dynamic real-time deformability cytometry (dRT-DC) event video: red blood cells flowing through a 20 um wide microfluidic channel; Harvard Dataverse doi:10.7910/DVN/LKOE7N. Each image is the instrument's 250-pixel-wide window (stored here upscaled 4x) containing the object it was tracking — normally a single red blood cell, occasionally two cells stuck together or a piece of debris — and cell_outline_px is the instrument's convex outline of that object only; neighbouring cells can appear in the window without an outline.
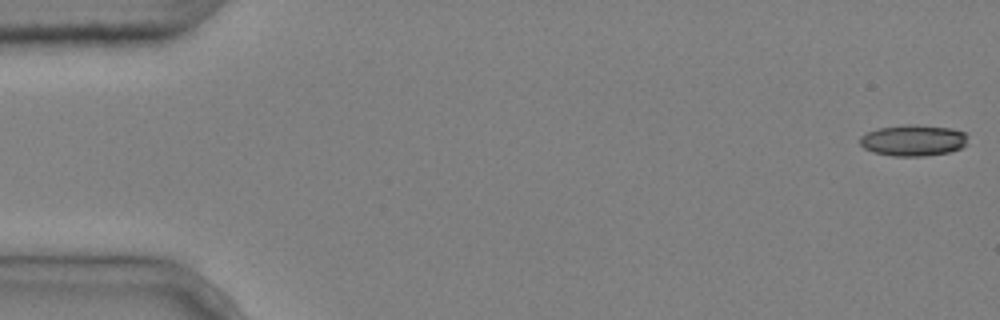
{"species": "common noctule bat (a hibernating species)", "species_latin": "Nyctalus noctula", "temperature_condition": "cold", "stored_images_in_passage": 7, "camera_frame_rate_fps": 3000, "um_per_image_px": 0.085, "animal": {"sex": "male", "body_mass_g": 20.4}, "frame": {"image": 1, "passage_image": 1, "time_ms": 0.0, "image_size_px": [1000, 320], "cell_outline_px": [[968, 136], [964, 144], [960, 148], [948, 152], [924, 156], [892, 156], [872, 152], [864, 148], [860, 144], [860, 136], [868, 132], [880, 128], [904, 124], [916, 124], [952, 128], [964, 132]], "centroid_in_image_um": [77.61, 11.92], "position_along_channel_um": 7.4, "area_um2": 19.65}}
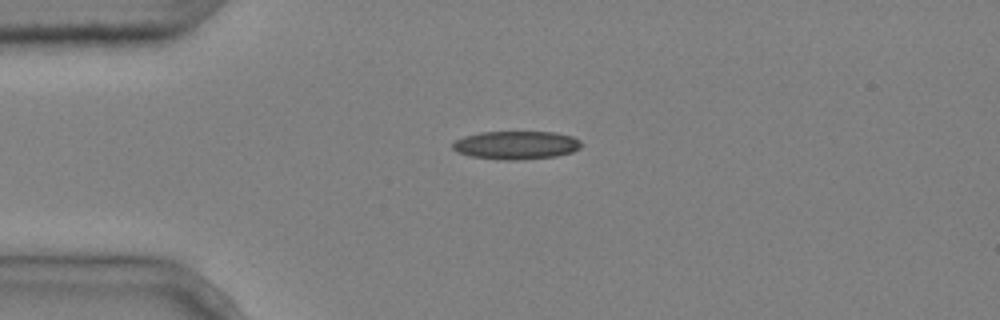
{"frame": {"image": 2, "passage_image": 4, "time_ms": 1.0, "image_size_px": [1000, 320], "cell_outline_px": [[584, 144], [580, 148], [572, 152], [556, 156], [516, 160], [504, 160], [472, 156], [456, 152], [452, 148], [452, 144], [456, 140], [464, 136], [480, 132], [556, 132], [572, 136], [580, 140]], "centroid_in_image_um": [43.9, 12.33], "position_along_channel_um": 41.1, "area_um2": 21.27}}